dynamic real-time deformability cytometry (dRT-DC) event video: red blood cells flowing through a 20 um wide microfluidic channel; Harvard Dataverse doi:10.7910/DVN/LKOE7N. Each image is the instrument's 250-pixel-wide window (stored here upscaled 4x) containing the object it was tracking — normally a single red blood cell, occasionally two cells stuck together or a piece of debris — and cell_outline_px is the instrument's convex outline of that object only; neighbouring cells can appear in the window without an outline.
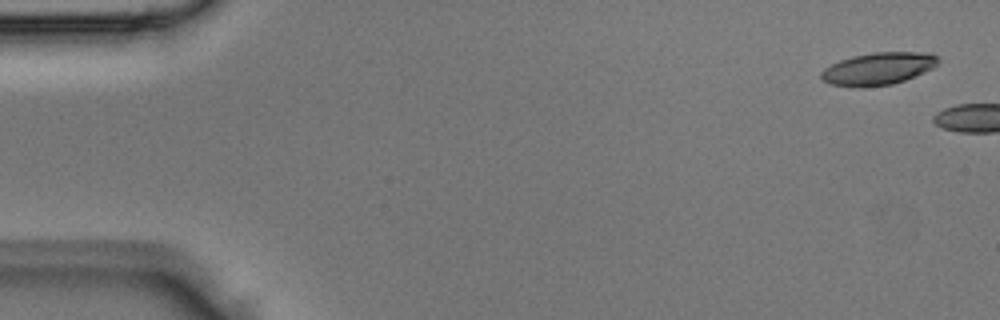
{"species": "Egyptian fruit bat (a non-hibernating species)", "species_latin": "Rousettus aegyptiacus", "temperature_condition": "room temperature", "stored_images_in_passage": 4, "camera_frame_rate_fps": 3000, "um_per_image_px": 0.085, "animal": {"sex": "male"}, "frame": {"image": 1, "passage_image": 1, "time_ms": 0.0, "image_size_px": [1000, 320], "cell_outline_px": [[940, 60], [932, 68], [904, 80], [892, 84], [864, 88], [860, 88], [832, 84], [824, 80], [820, 76], [820, 72], [824, 68], [840, 60], [852, 56], [876, 52], [932, 52], [940, 56]], "centroid_in_image_um": [74.67, 5.83], "position_along_channel_um": 10.3, "area_um2": 22.14}}
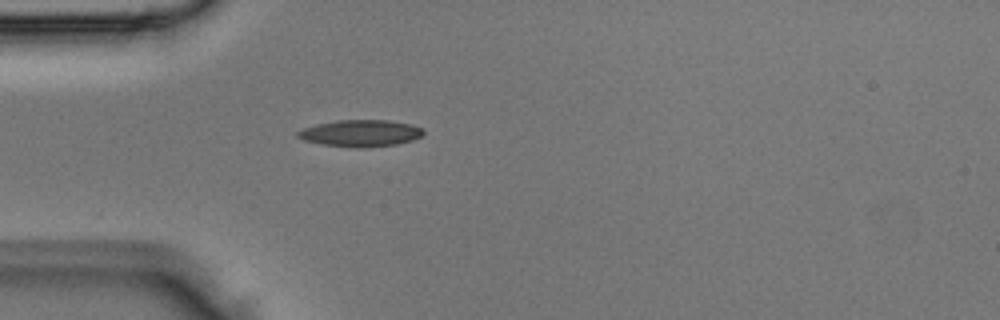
{"frame": {"image": 2, "passage_image": 4, "time_ms": 1.0, "image_size_px": [1000, 320], "cell_outline_px": [[424, 132], [420, 136], [412, 140], [396, 144], [364, 148], [356, 148], [320, 144], [304, 140], [296, 136], [296, 132], [304, 128], [316, 124], [340, 120], [388, 120], [412, 124], [424, 128]], "centroid_in_image_um": [30.65, 11.32], "position_along_channel_um": 54.4, "area_um2": 19.65}}